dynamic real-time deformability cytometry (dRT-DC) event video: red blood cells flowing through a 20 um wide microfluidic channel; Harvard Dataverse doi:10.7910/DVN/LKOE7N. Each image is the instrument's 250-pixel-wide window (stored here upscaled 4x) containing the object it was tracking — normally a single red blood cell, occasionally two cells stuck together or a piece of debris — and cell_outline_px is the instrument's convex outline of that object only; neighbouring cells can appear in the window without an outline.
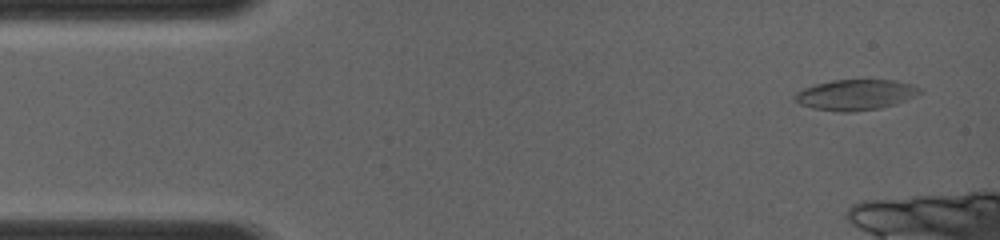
{"species": "common noctule bat (a hibernating species)", "species_latin": "Nyctalus noctula", "temperature_condition": "room temperature", "stored_images_in_passage": 9, "camera_frame_rate_fps": 4000, "um_per_image_px": 0.085, "animal": {"sex": "female", "body_mass_g": 19.0, "forearm_length_mm": 56.7}, "frame": {"image": 1, "passage_image": 1, "time_ms": 0.0, "image_size_px": [1000, 240], "cell_outline_px": [[924, 92], [896, 104], [880, 108], [848, 112], [844, 112], [812, 108], [800, 104], [792, 100], [796, 92], [804, 88], [816, 84], [832, 80], [896, 80], [912, 84], [920, 88]], "centroid_in_image_um": [72.73, 8.05], "position_along_channel_um": 12.3, "area_um2": 22.31}}